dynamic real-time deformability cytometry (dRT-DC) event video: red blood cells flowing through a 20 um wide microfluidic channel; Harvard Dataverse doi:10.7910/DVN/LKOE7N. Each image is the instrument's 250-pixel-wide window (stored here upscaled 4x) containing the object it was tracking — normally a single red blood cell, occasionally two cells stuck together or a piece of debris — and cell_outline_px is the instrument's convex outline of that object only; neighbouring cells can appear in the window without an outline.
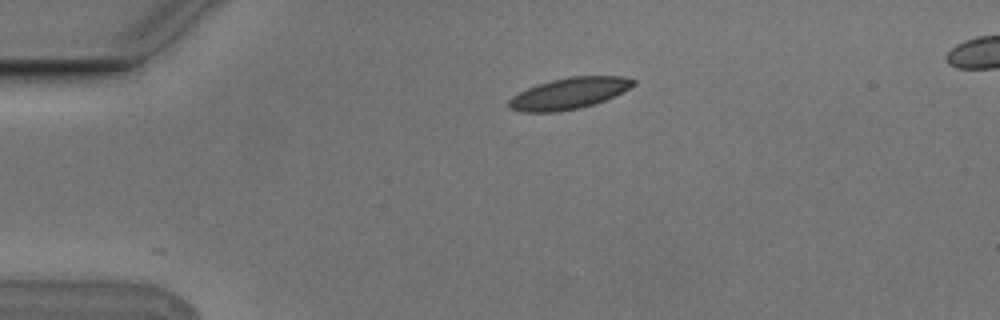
{"species": "Egyptian fruit bat (a non-hibernating species)", "species_latin": "Rousettus aegyptiacus", "temperature_condition": "cold", "stored_images_in_passage": 3, "segment_of_instrument_passage": [1, 2], "camera_frame_rate_fps": 3000, "um_per_image_px": 0.085, "animal": {"sex": "male"}, "frame": {"image": 1, "passage_image": 1, "time_ms": 0.0, "image_size_px": [1000, 320], "cell_outline_px": [[636, 84], [624, 92], [604, 100], [580, 108], [556, 112], [524, 112], [508, 108], [508, 100], [512, 96], [528, 88], [552, 80], [572, 76], [624, 76], [636, 80]], "centroid_in_image_um": [48.39, 7.94], "position_along_channel_um": 36.6, "area_um2": 22.6}}